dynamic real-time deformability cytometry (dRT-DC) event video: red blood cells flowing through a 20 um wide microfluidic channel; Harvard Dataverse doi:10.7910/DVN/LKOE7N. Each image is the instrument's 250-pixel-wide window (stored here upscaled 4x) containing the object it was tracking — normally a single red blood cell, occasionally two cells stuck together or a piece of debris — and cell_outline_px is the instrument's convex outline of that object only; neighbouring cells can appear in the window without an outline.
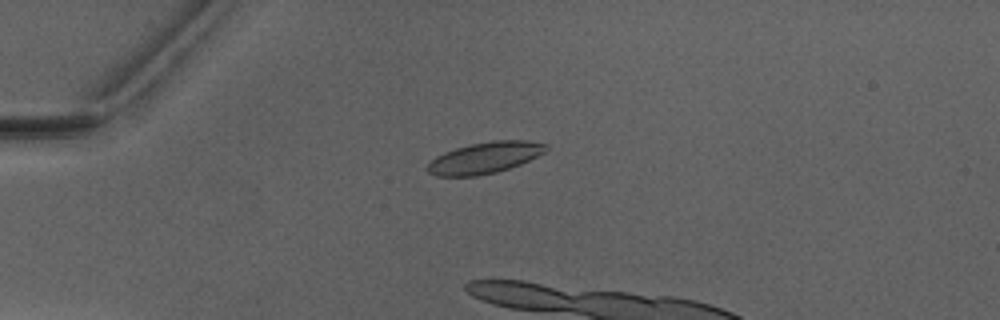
{"species": "Egyptian fruit bat (a non-hibernating species)", "species_latin": "Rousettus aegyptiacus", "temperature_condition": "warm", "stored_images_in_passage": 6, "camera_frame_rate_fps": 3000, "um_per_image_px": 0.085, "animal": {"sex": "male"}, "frame": {"image": 1, "passage_image": 4, "time_ms": 3.333, "image_size_px": [1000, 320], "cell_outline_px": [[548, 148], [544, 152], [520, 164], [496, 172], [476, 176], [436, 176], [428, 172], [424, 168], [436, 156], [444, 152], [456, 148], [472, 144], [492, 140], [528, 140], [548, 144]], "centroid_in_image_um": [41.19, 13.41], "position_along_channel_um": 43.8, "area_um2": 21.56}}